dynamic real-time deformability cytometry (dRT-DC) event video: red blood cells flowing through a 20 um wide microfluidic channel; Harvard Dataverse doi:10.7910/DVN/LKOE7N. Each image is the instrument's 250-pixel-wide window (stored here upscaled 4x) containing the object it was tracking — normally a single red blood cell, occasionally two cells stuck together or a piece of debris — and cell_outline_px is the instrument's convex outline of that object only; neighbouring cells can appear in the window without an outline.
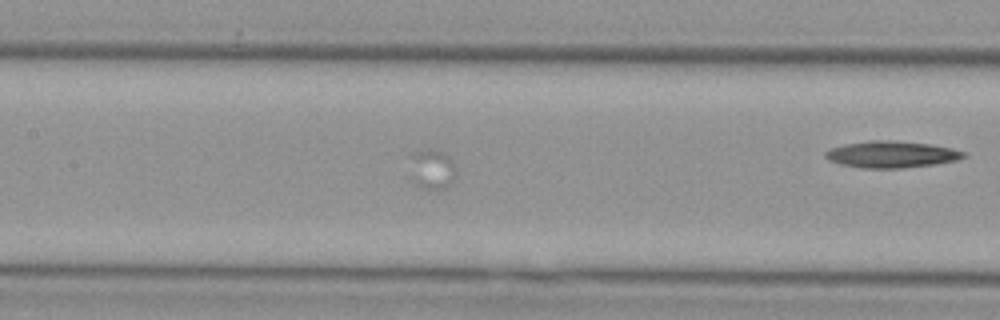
{"species": "Egyptian fruit bat (a non-hibernating species)", "species_latin": "Rousettus aegyptiacus", "temperature_condition": "cold", "stored_images_in_passage": 30, "segment_of_instrument_passage": [2, 3], "camera_frame_rate_fps": 3000, "um_per_image_px": 0.085, "animal": {"sex": "female"}, "frame": {"image": 1, "passage_image": 8, "time_ms": 2.333, "image_size_px": [1000, 320], "cell_outline_px": [[456, 172], [452, 180], [444, 188], [424, 188], [416, 184], [412, 176], [412, 152], [432, 148], [448, 156], [452, 160]], "centroid_in_image_um": [36.73, 14.35], "position_along_channel_um": 170.7, "area_um2": 10.23}}
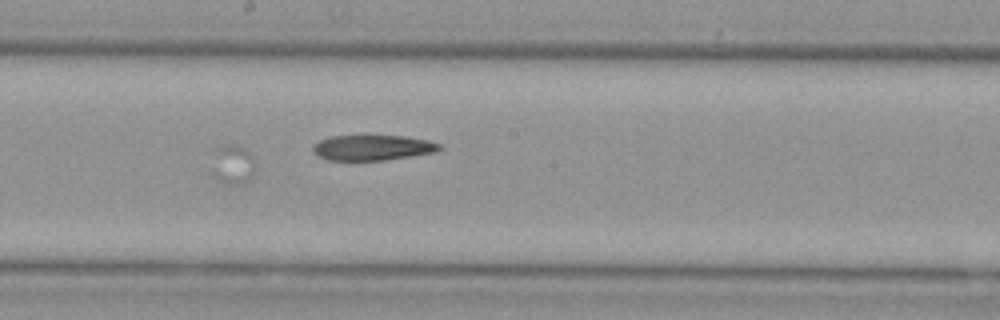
{"frame": {"image": 2, "passage_image": 14, "time_ms": 4.333, "image_size_px": [1000, 320], "cell_outline_px": [[252, 176], [244, 184], [224, 184], [208, 176], [208, 172], [216, 148], [224, 144], [232, 144], [244, 148], [252, 156]], "centroid_in_image_um": [19.65, 14.02], "position_along_channel_um": 228.6, "area_um2": 10.35}}